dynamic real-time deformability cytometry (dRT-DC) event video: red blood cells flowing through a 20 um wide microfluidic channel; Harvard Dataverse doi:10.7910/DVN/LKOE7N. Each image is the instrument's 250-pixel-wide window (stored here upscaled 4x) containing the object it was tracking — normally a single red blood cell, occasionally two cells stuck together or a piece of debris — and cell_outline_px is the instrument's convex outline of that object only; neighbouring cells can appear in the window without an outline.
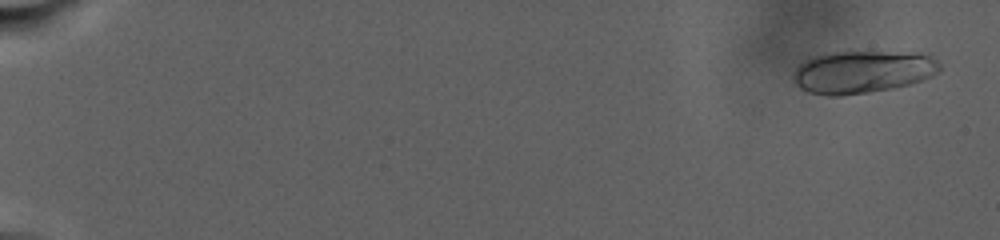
{"species": "human", "species_latin": "Homo sapiens", "temperature_condition": "warm", "stored_images_in_passage": 69, "camera_frame_rate_fps": 3000, "um_per_image_px": 0.085, "donor": {"sex": "male"}, "frame": {"image": 1, "passage_image": 2, "time_ms": 0.667, "image_size_px": [1000, 240], "cell_outline_px": [[940, 72], [932, 76], [908, 84], [892, 88], [868, 92], [840, 96], [832, 96], [812, 92], [800, 88], [796, 84], [792, 72], [804, 60], [828, 52], [848, 48], [928, 52], [940, 64]], "centroid_in_image_um": [73.37, 6.02], "position_along_channel_um": 11.6, "area_um2": 37.8}}
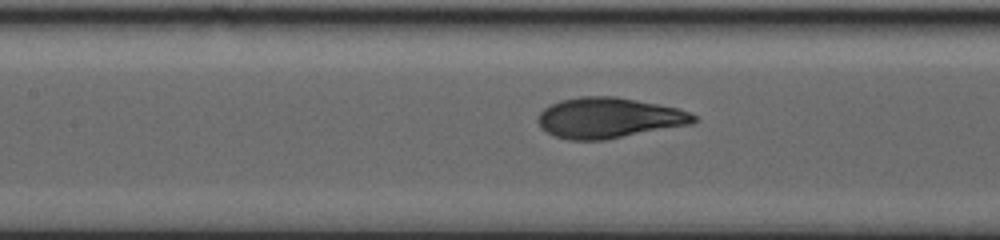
{"frame": {"image": 2, "passage_image": 27, "time_ms": 15.0, "image_size_px": [1000, 240], "cell_outline_px": [[696, 120], [692, 124], [604, 140], [568, 140], [556, 136], [540, 128], [536, 120], [540, 112], [544, 108], [560, 100], [580, 96], [616, 96], [676, 108], [688, 112], [696, 116]], "centroid_in_image_um": [51.71, 10.02], "position_along_channel_um": 155.7, "area_um2": 36.65}}
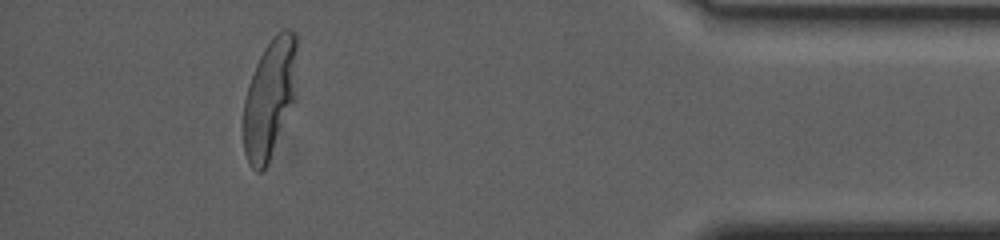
{"frame": {"image": 3, "passage_image": 58, "time_ms": 27.333, "image_size_px": [1000, 240], "cell_outline_px": [[296, 100], [268, 164], [260, 172], [256, 172], [248, 164], [244, 152], [244, 100], [248, 84], [256, 64], [264, 48], [272, 36], [276, 32], [284, 28], [288, 28], [296, 32]], "centroid_in_image_um": [22.94, 8.35], "position_along_channel_um": 412.3, "area_um2": 37.8}, "authors_computed_cell_mechanics": {"area_um2": 36.703, "velocity_mm_per_s": 2.4129, "shape_relaxation_time_tau1_ms": 7.251, "shape_relaxation_time_tau2_ms": null, "deformation_change_tau1": 0.241, "deformation_change_tau2": null}}